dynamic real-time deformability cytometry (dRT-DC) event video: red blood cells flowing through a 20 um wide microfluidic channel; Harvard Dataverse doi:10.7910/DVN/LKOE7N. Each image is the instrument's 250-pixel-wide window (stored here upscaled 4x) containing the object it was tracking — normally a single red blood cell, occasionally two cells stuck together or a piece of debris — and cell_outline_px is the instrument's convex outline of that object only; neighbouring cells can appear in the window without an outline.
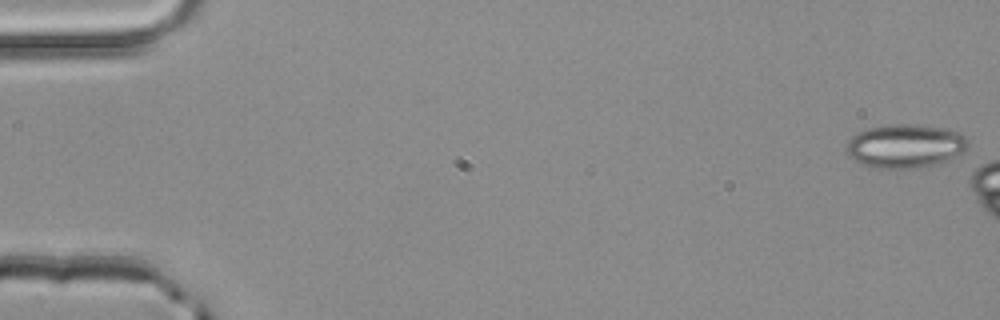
{"species": "common noctule bat (a hibernating species)", "species_latin": "Nyctalus noctula", "temperature_condition": "room temperature", "stored_images_in_passage": 10, "camera_frame_rate_fps": 3000, "um_per_image_px": 0.085, "animal": {"sex": "male", "body_mass_g": 20.4}, "frame": {"image": 1, "passage_image": 1, "time_ms": 0.0, "image_size_px": [1000, 320], "cell_outline_px": [[968, 148], [944, 160], [932, 164], [904, 168], [880, 168], [864, 164], [848, 156], [844, 148], [848, 140], [856, 132], [868, 128], [888, 124], [924, 124], [948, 128], [960, 132], [968, 140]], "centroid_in_image_um": [76.9, 12.36], "position_along_channel_um": 8.1, "area_um2": 30.81}}